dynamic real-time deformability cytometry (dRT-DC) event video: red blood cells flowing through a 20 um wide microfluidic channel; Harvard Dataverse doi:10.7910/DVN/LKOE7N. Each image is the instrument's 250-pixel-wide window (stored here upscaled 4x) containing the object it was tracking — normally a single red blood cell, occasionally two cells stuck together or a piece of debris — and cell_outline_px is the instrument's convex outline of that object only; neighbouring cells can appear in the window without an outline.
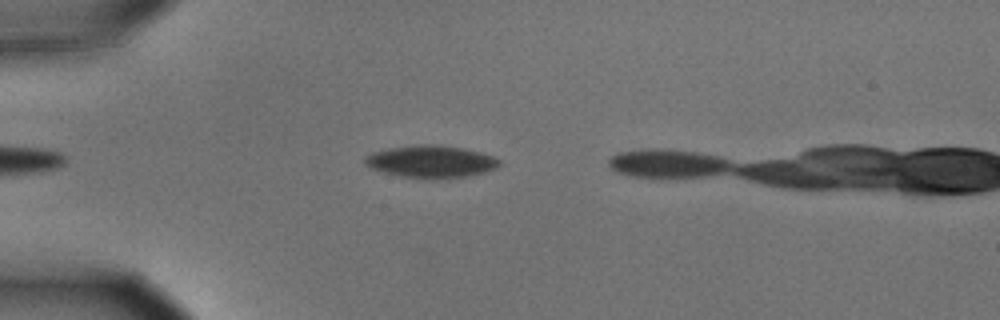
{"species": "common noctule bat (a hibernating species)", "species_latin": "Nyctalus noctula", "temperature_condition": "cold", "stored_images_in_passage": 12, "camera_frame_rate_fps": 3000, "um_per_image_px": 0.085, "animal": {"sex": "male", "body_mass_g": 15.6}, "frame": {"image": 1, "passage_image": 9, "time_ms": 2.667, "image_size_px": [1000, 320], "cell_outline_px": [[500, 164], [496, 168], [484, 172], [468, 176], [436, 180], [432, 180], [404, 176], [384, 172], [372, 168], [364, 164], [364, 156], [372, 152], [388, 148], [416, 144], [440, 144], [464, 148], [480, 152], [492, 156], [500, 160]], "centroid_in_image_um": [36.63, 13.73], "position_along_channel_um": 48.4, "area_um2": 25.61}}